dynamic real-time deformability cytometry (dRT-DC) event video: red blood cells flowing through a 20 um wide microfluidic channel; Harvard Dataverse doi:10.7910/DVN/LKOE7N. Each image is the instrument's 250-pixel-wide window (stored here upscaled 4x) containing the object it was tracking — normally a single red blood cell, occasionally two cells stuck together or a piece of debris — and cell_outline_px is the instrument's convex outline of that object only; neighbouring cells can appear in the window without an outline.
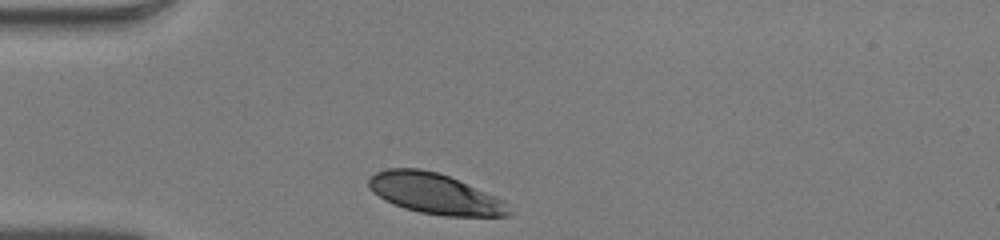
{"species": "human", "species_latin": "Homo sapiens", "temperature_condition": "warm", "stored_images_in_passage": 28, "camera_frame_rate_fps": 3000, "um_per_image_px": 0.085, "donor": {"sex": "male"}, "frame": {"image": 1, "passage_image": 1, "time_ms": 0.0, "image_size_px": [1000, 240], "cell_outline_px": [[512, 212], [508, 216], [444, 216], [420, 212], [404, 208], [384, 200], [372, 192], [368, 184], [368, 180], [376, 172], [388, 168], [420, 168], [436, 172], [448, 176], [504, 200], [508, 204]], "centroid_in_image_um": [36.95, 16.47], "position_along_channel_um": 48.0, "area_um2": 32.95}}
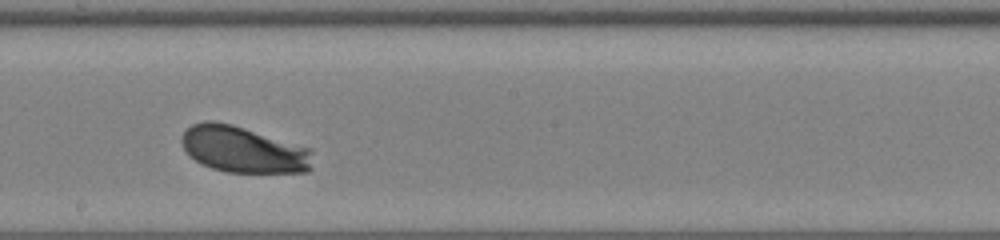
{"frame": {"image": 2, "passage_image": 16, "time_ms": 5.0, "image_size_px": [1000, 240], "cell_outline_px": [[312, 168], [308, 172], [228, 172], [212, 168], [196, 160], [184, 148], [180, 140], [180, 136], [192, 124], [204, 120], [212, 120], [232, 124], [312, 148]], "centroid_in_image_um": [20.71, 12.7], "position_along_channel_um": 227.5, "area_um2": 35.43}}
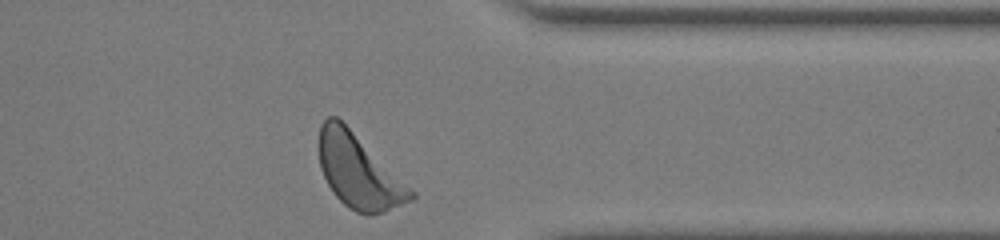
{"frame": {"image": 3, "passage_image": 28, "time_ms": 9.0, "image_size_px": [1000, 240], "cell_outline_px": [[416, 196], [412, 200], [384, 212], [372, 216], [368, 216], [356, 212], [348, 208], [336, 196], [328, 184], [320, 168], [320, 124], [328, 116], [336, 116], [416, 192]], "centroid_in_image_um": [30.51, 14.62], "position_along_channel_um": 380.9, "area_um2": 38.9}, "authors_computed_cell_mechanics": {"area_um2": 34.9979, "velocity_mm_per_s": 4.0191, "shape_relaxation_time_tau1_ms": 1.2104, "shape_relaxation_time_tau2_ms": null, "deformation_change_tau1": 0.1208, "deformation_change_tau2": null}}